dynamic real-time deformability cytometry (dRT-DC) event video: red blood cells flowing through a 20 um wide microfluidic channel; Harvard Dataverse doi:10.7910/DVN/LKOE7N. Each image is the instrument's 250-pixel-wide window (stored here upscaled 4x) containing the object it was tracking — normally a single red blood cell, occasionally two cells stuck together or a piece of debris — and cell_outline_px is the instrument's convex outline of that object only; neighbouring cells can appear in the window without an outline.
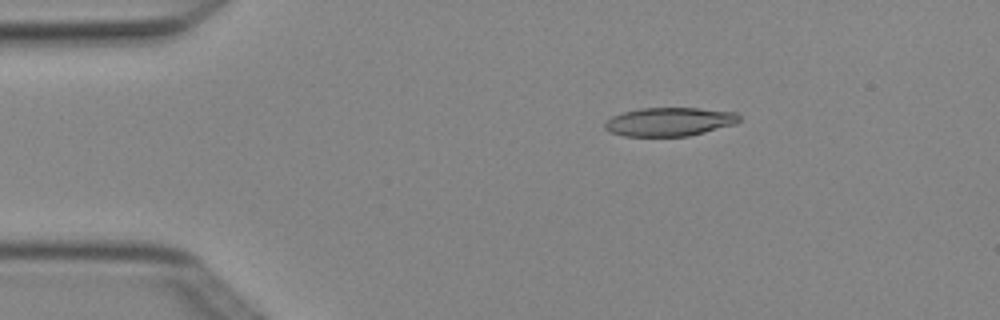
{"species": "Egyptian fruit bat (a non-hibernating species)", "species_latin": "Rousettus aegyptiacus", "temperature_condition": "cold", "stored_images_in_passage": 3, "camera_frame_rate_fps": 3000, "um_per_image_px": 0.085, "animal": {"sex": "female"}, "frame": {"image": 1, "passage_image": 2, "time_ms": 0.333, "image_size_px": [1000, 320], "cell_outline_px": [[740, 120], [736, 124], [688, 136], [624, 136], [608, 132], [604, 128], [604, 124], [612, 116], [624, 112], [640, 108], [700, 108], [736, 112], [740, 116]], "centroid_in_image_um": [56.9, 10.35], "position_along_channel_um": 28.1, "area_um2": 22.48}}